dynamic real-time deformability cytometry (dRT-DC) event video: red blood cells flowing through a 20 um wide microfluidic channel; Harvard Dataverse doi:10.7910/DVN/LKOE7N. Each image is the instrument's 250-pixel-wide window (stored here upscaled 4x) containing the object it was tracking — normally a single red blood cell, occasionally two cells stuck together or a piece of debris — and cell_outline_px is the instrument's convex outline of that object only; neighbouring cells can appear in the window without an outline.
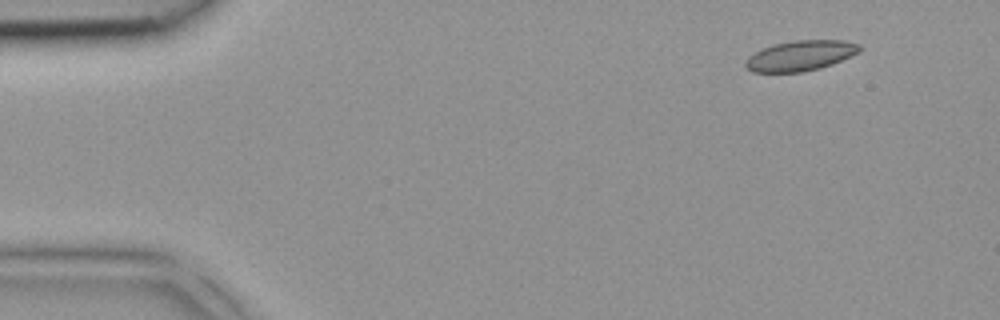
{"species": "common noctule bat (a hibernating species)", "species_latin": "Nyctalus noctula", "temperature_condition": "room temperature", "stored_images_in_passage": 5, "camera_frame_rate_fps": 3000, "um_per_image_px": 0.085, "animal": {"sex": "female", "body_mass_g": 18.4}, "frame": {"image": 1, "passage_image": 5, "time_ms": 1.333, "image_size_px": [1000, 320], "cell_outline_px": [[864, 48], [860, 52], [832, 64], [820, 68], [800, 72], [752, 72], [744, 64], [744, 60], [748, 56], [772, 44], [796, 40], [844, 40], [860, 44]], "centroid_in_image_um": [68.06, 4.72], "position_along_channel_um": 16.9, "area_um2": 20.23}}